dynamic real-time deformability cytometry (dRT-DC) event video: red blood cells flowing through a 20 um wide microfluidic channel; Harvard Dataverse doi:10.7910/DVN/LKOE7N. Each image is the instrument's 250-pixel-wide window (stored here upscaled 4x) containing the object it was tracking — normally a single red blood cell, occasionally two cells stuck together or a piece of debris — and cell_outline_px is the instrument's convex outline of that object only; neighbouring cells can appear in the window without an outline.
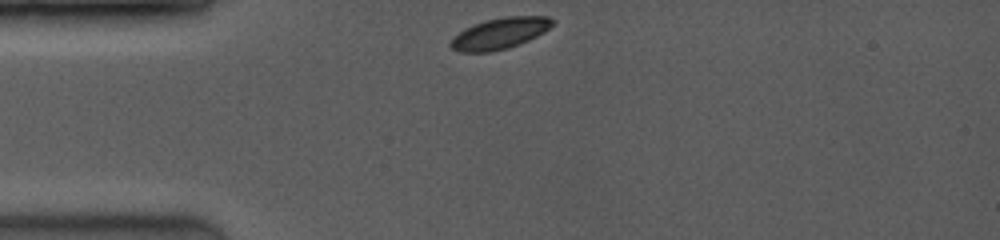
{"species": "common noctule bat (a hibernating species)", "species_latin": "Nyctalus noctula", "temperature_condition": "room temperature", "stored_images_in_passage": 5, "camera_frame_rate_fps": 3500, "um_per_image_px": 0.085, "animal": {"sex": "female", "body_mass_g": 19.0, "forearm_length_mm": 53.3}, "frame": {"image": 1, "passage_image": 1, "time_ms": 0.0, "image_size_px": [1000, 240], "cell_outline_px": [[556, 20], [544, 32], [528, 40], [508, 48], [488, 52], [460, 52], [452, 48], [448, 44], [452, 36], [464, 28], [488, 20], [504, 16], [548, 16]], "centroid_in_image_um": [42.46, 2.84], "position_along_channel_um": 42.5, "area_um2": 18.44}}
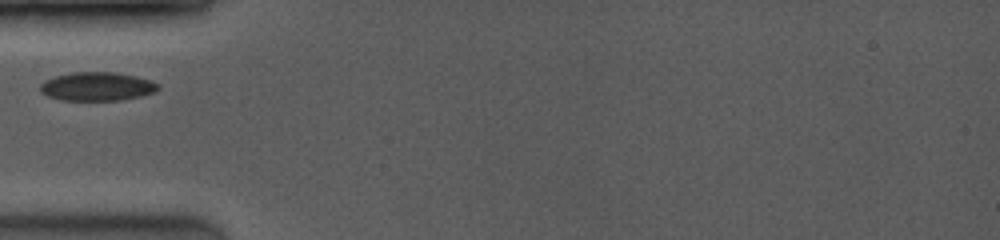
{"frame": {"image": 2, "passage_image": 3, "time_ms": 1.429, "image_size_px": [1000, 240], "cell_outline_px": [[160, 88], [156, 92], [140, 96], [120, 100], [60, 100], [48, 96], [40, 92], [40, 84], [44, 80], [56, 76], [72, 72], [116, 72], [136, 76], [152, 80]], "centroid_in_image_um": [8.25, 7.34], "position_along_channel_um": 76.8, "area_um2": 19.77}}